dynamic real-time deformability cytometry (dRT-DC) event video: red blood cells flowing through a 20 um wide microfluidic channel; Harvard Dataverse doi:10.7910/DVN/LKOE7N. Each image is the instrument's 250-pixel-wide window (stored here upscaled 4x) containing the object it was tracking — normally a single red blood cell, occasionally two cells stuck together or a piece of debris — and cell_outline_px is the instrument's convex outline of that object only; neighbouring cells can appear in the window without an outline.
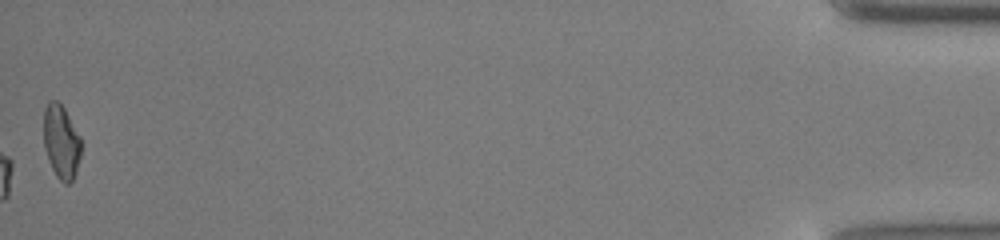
{"species": "common noctule bat (a hibernating species)", "species_latin": "Nyctalus noctula", "temperature_condition": "cold", "stored_images_in_passage": 42, "camera_frame_rate_fps": 3000, "um_per_image_px": 0.085, "animal": {"sex": "male", "body_mass_g": 13.0, "forearm_length_mm": 53.1}, "frame": {"image": 1, "passage_image": 42, "time_ms": 13.667, "image_size_px": [1000, 240], "cell_outline_px": [[80, 156], [76, 172], [72, 180], [68, 184], [64, 184], [56, 176], [48, 160], [44, 148], [44, 108], [48, 100], [56, 100], [64, 108], [80, 136]], "centroid_in_image_um": [5.19, 12.05], "position_along_channel_um": 430.0, "area_um2": 16.07}}